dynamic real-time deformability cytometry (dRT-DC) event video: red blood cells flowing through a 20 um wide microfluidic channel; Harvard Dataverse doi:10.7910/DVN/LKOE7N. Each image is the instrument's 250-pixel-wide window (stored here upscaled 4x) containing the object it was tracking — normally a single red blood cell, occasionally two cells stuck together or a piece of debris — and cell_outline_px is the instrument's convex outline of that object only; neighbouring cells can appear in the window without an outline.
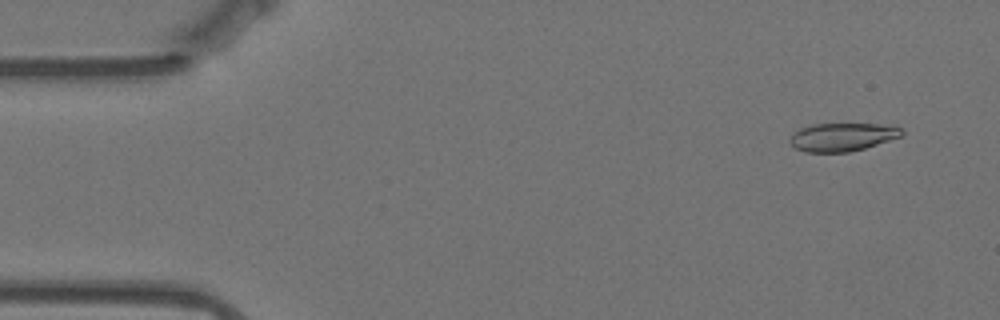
{"species": "Egyptian fruit bat (a non-hibernating species)", "species_latin": "Rousettus aegyptiacus", "temperature_condition": "warm", "stored_images_in_passage": 55, "camera_frame_rate_fps": 3000, "um_per_image_px": 0.085, "animal": {"sex": "female"}, "frame": {"image": 1, "passage_image": 2, "time_ms": 0.333, "image_size_px": [1000, 320], "cell_outline_px": [[904, 132], [900, 136], [864, 148], [848, 152], [804, 152], [796, 148], [788, 140], [800, 128], [816, 124], [876, 124], [900, 128]], "centroid_in_image_um": [71.56, 11.65], "position_along_channel_um": 13.4, "area_um2": 17.92}}
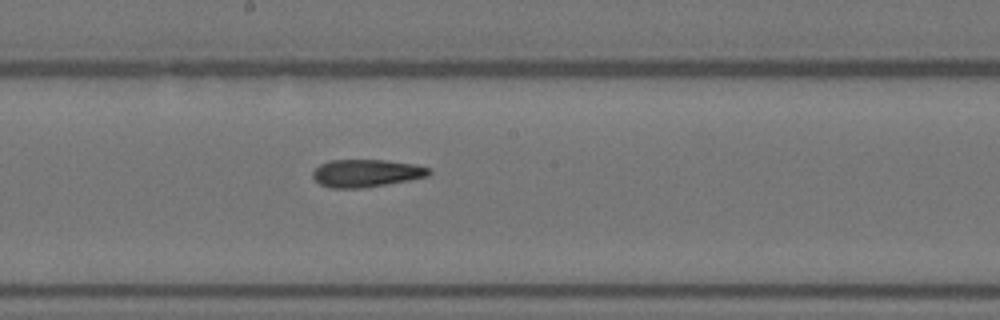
{"frame": {"image": 2, "passage_image": 28, "time_ms": 9.0, "image_size_px": [1000, 320], "cell_outline_px": [[432, 172], [428, 176], [408, 180], [360, 188], [328, 188], [320, 184], [312, 176], [312, 172], [320, 164], [328, 160], [384, 160], [416, 164], [432, 168]], "centroid_in_image_um": [31.13, 14.71], "position_along_channel_um": 217.1, "area_um2": 18.73}}
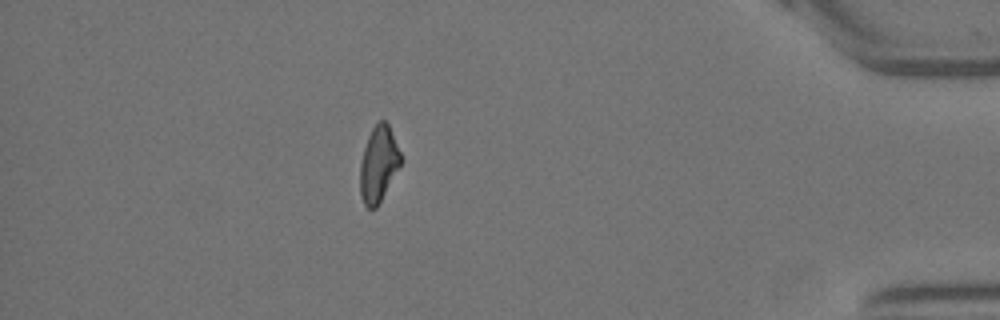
{"frame": {"image": 3, "passage_image": 48, "time_ms": 15.667, "image_size_px": [1000, 320], "cell_outline_px": [[404, 160], [376, 208], [368, 208], [364, 204], [360, 192], [360, 164], [364, 148], [368, 136], [372, 128], [380, 120], [384, 120], [388, 124]], "centroid_in_image_um": [32.19, 13.94], "position_along_channel_um": 403.0, "area_um2": 17.92}, "authors_computed_cell_mechanics": {"area_um2": 18.9006, "velocity_mm_per_s": 3.5365, "shape_relaxation_time_tau1_ms": null, "shape_relaxation_time_tau2_ms": 3.9762, "deformation_change_tau1": null, "deformation_change_tau2": 0.128}}